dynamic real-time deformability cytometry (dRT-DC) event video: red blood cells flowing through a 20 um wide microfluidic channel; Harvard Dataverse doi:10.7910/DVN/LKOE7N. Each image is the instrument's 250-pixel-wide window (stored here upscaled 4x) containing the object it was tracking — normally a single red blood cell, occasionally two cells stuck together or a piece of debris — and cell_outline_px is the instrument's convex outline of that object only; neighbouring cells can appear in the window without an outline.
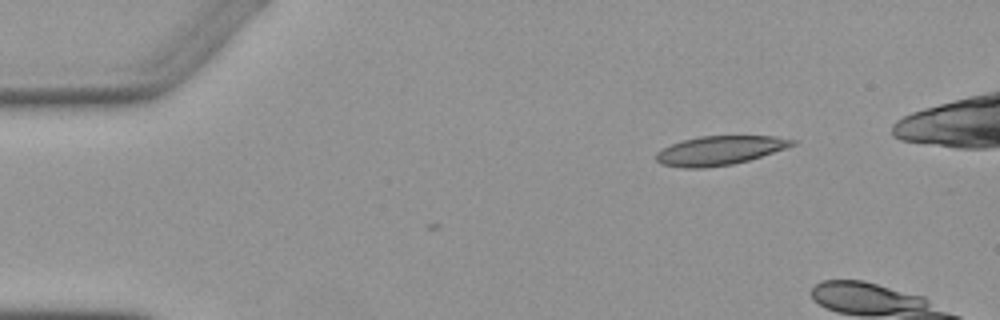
{"species": "Egyptian fruit bat (a non-hibernating species)", "species_latin": "Rousettus aegyptiacus", "temperature_condition": "warm", "stored_images_in_passage": 3, "camera_frame_rate_fps": 3000, "um_per_image_px": 0.085, "animal": {"sex": "female"}, "frame": {"image": 1, "passage_image": 1, "time_ms": 0.0, "image_size_px": [1000, 320], "cell_outline_px": [[800, 140], [796, 144], [748, 160], [732, 164], [704, 168], [684, 168], [660, 164], [656, 160], [656, 152], [680, 140], [700, 136], [776, 136]], "centroid_in_image_um": [61.16, 12.78], "position_along_channel_um": 23.8, "area_um2": 23.0}}
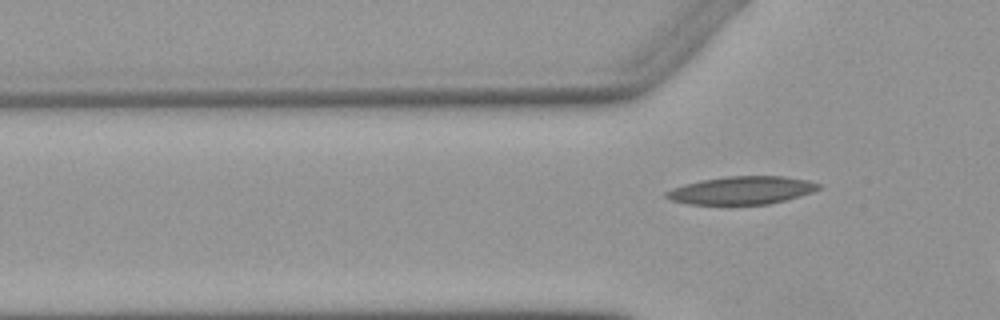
{"frame": {"image": 2, "passage_image": 3, "time_ms": 3.0, "image_size_px": [1000, 320], "cell_outline_px": [[820, 188], [812, 192], [800, 196], [768, 204], [688, 204], [672, 200], [664, 196], [664, 192], [672, 188], [684, 184], [700, 180], [724, 176], [784, 176], [808, 180], [820, 184]], "centroid_in_image_um": [63.02, 16.17], "position_along_channel_um": 62.8, "area_um2": 24.8}}